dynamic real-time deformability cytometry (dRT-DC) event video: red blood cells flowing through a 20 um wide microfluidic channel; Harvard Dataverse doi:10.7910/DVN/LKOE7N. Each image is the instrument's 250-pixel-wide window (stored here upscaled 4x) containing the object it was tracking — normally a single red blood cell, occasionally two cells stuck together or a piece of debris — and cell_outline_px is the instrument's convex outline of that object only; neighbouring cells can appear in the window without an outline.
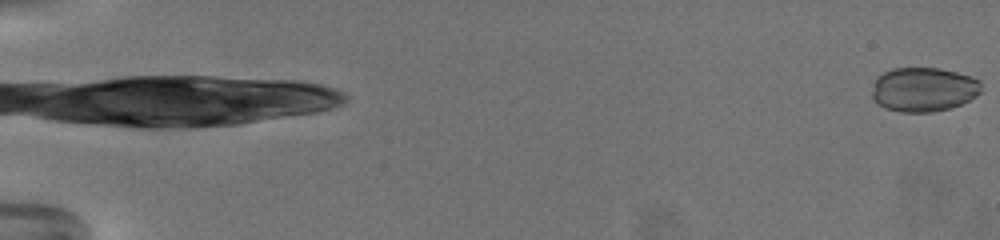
{"species": "common noctule bat (a hibernating species)", "species_latin": "Nyctalus noctula", "temperature_condition": "warm", "stored_images_in_passage": 68, "camera_frame_rate_fps": 3000, "um_per_image_px": 0.085, "animal": {"sex": "female", "body_mass_g": 19.5, "forearm_length_mm": 54.1}, "frame": {"image": 1, "passage_image": 1, "time_ms": 0.0, "image_size_px": [1000, 240], "cell_outline_px": [[980, 92], [976, 96], [960, 104], [948, 108], [932, 112], [900, 112], [884, 108], [872, 96], [872, 92], [876, 76], [892, 68], [940, 68], [972, 76], [980, 80]], "centroid_in_image_um": [78.5, 7.59], "position_along_channel_um": 6.5, "area_um2": 28.15}}